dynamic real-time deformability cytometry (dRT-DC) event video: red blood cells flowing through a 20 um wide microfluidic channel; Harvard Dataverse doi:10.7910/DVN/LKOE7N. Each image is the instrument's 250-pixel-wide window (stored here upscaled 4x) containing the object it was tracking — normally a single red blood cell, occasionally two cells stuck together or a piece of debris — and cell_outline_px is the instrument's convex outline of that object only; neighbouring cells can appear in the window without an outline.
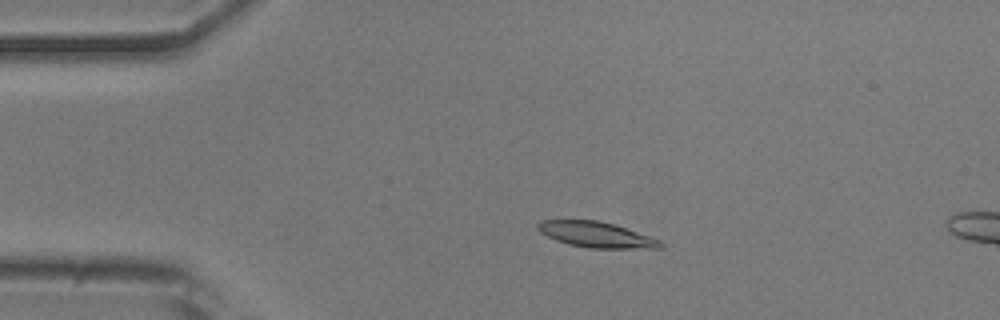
{"species": "common noctule bat (a hibernating species)", "species_latin": "Nyctalus noctula", "temperature_condition": "room temperature", "stored_images_in_passage": 14, "camera_frame_rate_fps": 3000, "um_per_image_px": 0.085, "animal": {"sex": "male", "body_mass_g": 20.5, "forearm_length_mm": 52.5}, "frame": {"image": 1, "passage_image": 10, "time_ms": 3.0, "image_size_px": [1000, 320], "cell_outline_px": [[664, 248], [588, 248], [568, 244], [556, 240], [540, 232], [536, 228], [536, 224], [540, 220], [600, 220], [616, 224], [660, 240], [664, 244]], "centroid_in_image_um": [50.68, 19.94], "position_along_channel_um": 34.3, "area_um2": 18.44}}